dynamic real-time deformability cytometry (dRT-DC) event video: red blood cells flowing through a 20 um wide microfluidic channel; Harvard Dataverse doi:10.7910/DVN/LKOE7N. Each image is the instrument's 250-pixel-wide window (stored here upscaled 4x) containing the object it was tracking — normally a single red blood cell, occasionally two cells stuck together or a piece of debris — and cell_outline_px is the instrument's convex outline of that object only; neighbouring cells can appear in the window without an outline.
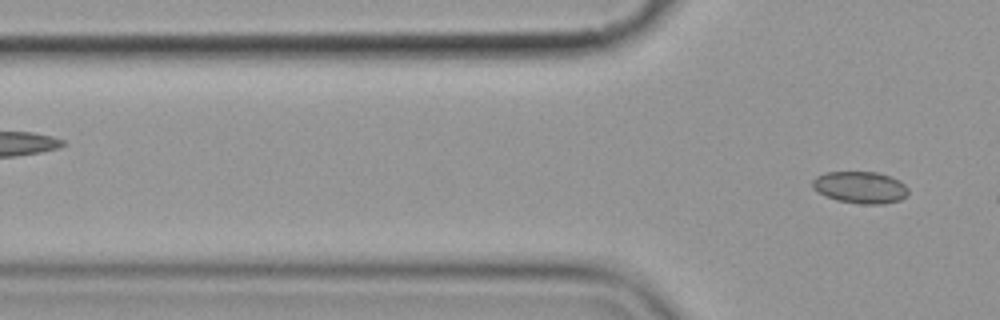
{"species": "common noctule bat (a hibernating species)", "species_latin": "Nyctalus noctula", "temperature_condition": "cold", "stored_images_in_passage": 6, "camera_frame_rate_fps": 3000, "um_per_image_px": 0.085, "animal": {"sex": "female", "body_mass_g": 19.9}, "frame": {"image": 1, "passage_image": 6, "time_ms": 6.667, "image_size_px": [1000, 320], "cell_outline_px": [[908, 192], [900, 200], [884, 204], [860, 204], [836, 200], [824, 196], [816, 192], [812, 188], [812, 180], [816, 176], [824, 172], [876, 172], [900, 180], [908, 188]], "centroid_in_image_um": [73.07, 15.93], "position_along_channel_um": 52.7, "area_um2": 17.98}}